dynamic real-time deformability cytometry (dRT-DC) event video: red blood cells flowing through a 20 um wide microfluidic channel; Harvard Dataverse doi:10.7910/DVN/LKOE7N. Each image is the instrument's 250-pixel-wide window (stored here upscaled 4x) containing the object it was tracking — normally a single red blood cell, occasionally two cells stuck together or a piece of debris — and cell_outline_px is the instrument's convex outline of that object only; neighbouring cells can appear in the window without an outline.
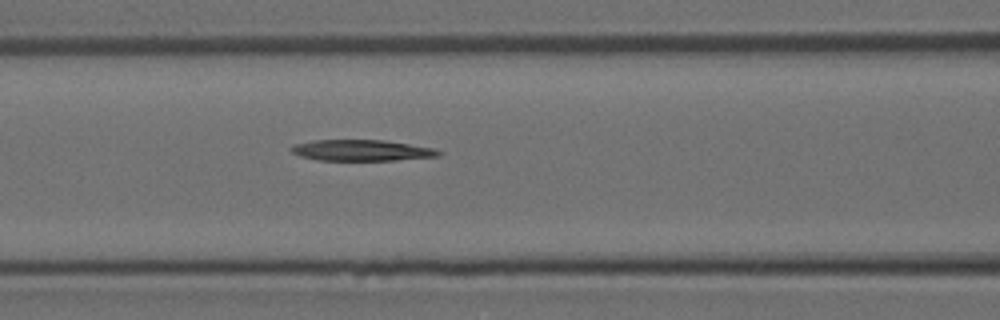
{"species": "Egyptian fruit bat (a non-hibernating species)", "species_latin": "Rousettus aegyptiacus", "temperature_condition": "room temperature", "stored_images_in_passage": 6, "camera_frame_rate_fps": 3000, "um_per_image_px": 0.085, "animal": {"sex": "female"}, "frame": {"image": 1, "passage_image": 6, "time_ms": 1.667, "image_size_px": [1000, 320], "cell_outline_px": [[444, 152], [440, 156], [396, 160], [316, 160], [300, 156], [292, 152], [288, 148], [292, 144], [316, 140], [384, 140], [432, 148]], "centroid_in_image_um": [30.7, 12.78], "position_along_channel_um": 135.9, "area_um2": 18.09}}